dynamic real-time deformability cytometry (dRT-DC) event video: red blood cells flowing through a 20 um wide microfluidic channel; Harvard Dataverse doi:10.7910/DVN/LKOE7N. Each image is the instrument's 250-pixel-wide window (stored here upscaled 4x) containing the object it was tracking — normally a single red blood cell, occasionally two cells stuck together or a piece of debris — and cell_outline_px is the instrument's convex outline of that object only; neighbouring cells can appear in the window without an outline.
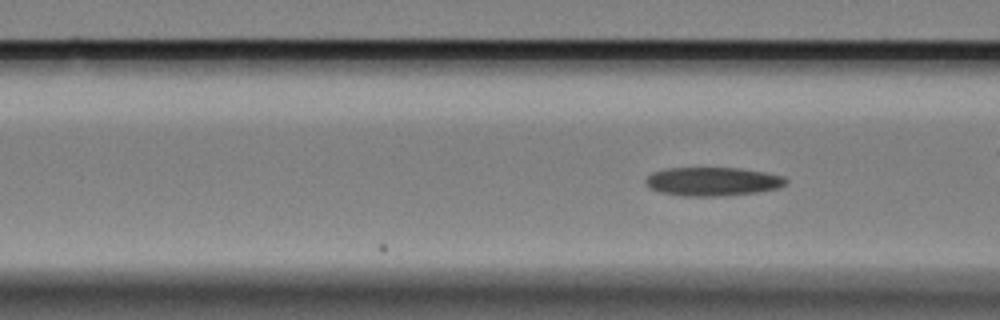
{"species": "Egyptian fruit bat (a non-hibernating species)", "species_latin": "Rousettus aegyptiacus", "temperature_condition": "cold", "stored_images_in_passage": 7, "camera_frame_rate_fps": 3000, "um_per_image_px": 0.085, "animal": {"sex": "female"}, "frame": {"image": 1, "passage_image": 7, "time_ms": 2.0, "image_size_px": [1000, 320], "cell_outline_px": [[788, 184], [780, 188], [760, 192], [724, 196], [684, 196], [660, 192], [648, 188], [644, 184], [644, 180], [652, 172], [668, 168], [740, 168], [764, 172], [784, 176], [788, 180]], "centroid_in_image_um": [60.59, 15.43], "position_along_channel_um": 106.0, "area_um2": 23.81}}